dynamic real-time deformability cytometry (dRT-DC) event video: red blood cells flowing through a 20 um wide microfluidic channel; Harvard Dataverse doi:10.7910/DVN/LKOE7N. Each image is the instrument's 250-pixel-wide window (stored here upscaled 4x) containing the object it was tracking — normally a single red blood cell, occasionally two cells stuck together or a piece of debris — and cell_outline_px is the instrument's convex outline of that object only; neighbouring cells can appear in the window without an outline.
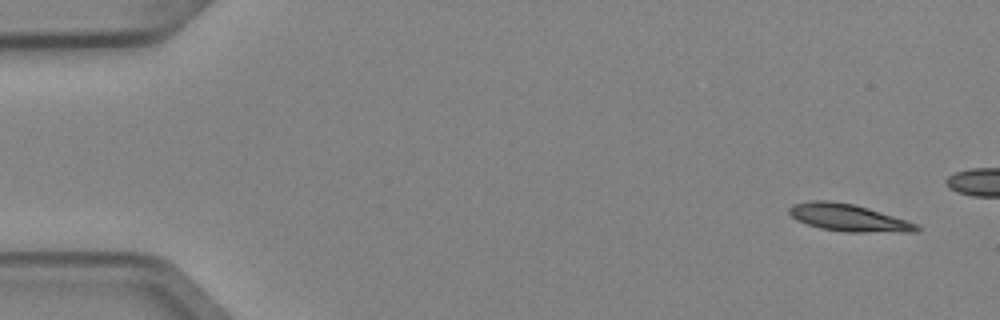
{"species": "Egyptian fruit bat (a non-hibernating species)", "species_latin": "Rousettus aegyptiacus", "temperature_condition": "cold", "stored_images_in_passage": 2, "camera_frame_rate_fps": 3000, "um_per_image_px": 0.085, "animal": {"sex": "female"}, "frame": {"image": 1, "passage_image": 1, "time_ms": 0.0, "image_size_px": [1000, 320], "cell_outline_px": [[920, 228], [916, 232], [844, 232], [820, 228], [796, 220], [788, 212], [788, 208], [792, 204], [812, 200], [828, 200], [852, 204], [868, 208], [916, 224]], "centroid_in_image_um": [72.06, 18.5], "position_along_channel_um": 12.9, "area_um2": 20.0}}